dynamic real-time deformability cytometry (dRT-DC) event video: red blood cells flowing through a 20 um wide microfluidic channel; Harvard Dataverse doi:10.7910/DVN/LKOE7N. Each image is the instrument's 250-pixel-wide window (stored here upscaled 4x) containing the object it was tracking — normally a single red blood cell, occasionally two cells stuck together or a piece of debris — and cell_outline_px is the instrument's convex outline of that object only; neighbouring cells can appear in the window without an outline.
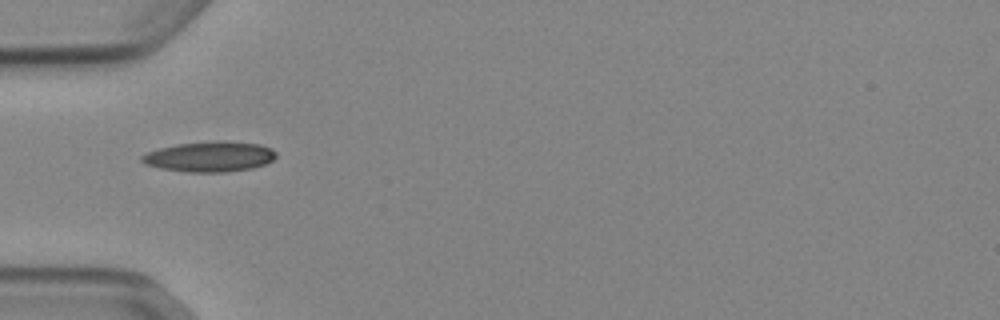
{"species": "Egyptian fruit bat (a non-hibernating species)", "species_latin": "Rousettus aegyptiacus", "temperature_condition": "cold", "stored_images_in_passage": 13, "camera_frame_rate_fps": 3000, "um_per_image_px": 0.085, "animal": {"sex": "female"}, "frame": {"image": 1, "passage_image": 1, "time_ms": 0.0, "image_size_px": [1000, 320], "cell_outline_px": [[276, 156], [272, 160], [264, 164], [252, 168], [224, 172], [188, 172], [160, 168], [148, 164], [140, 160], [140, 156], [148, 152], [160, 148], [176, 144], [260, 144], [272, 148], [276, 152]], "centroid_in_image_um": [17.8, 13.37], "position_along_channel_um": 67.2, "area_um2": 22.43}}
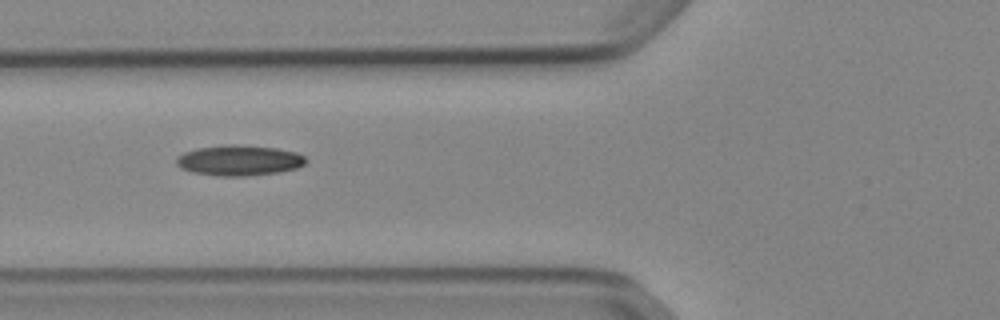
{"frame": {"image": 2, "passage_image": 4, "time_ms": 1.0, "image_size_px": [1000, 320], "cell_outline_px": [[308, 160], [304, 164], [296, 168], [280, 172], [244, 176], [220, 176], [192, 172], [180, 168], [176, 164], [176, 156], [184, 152], [196, 148], [228, 144], [232, 144], [276, 148], [296, 152], [304, 156]], "centroid_in_image_um": [20.3, 13.63], "position_along_channel_um": 105.5, "area_um2": 23.06}}